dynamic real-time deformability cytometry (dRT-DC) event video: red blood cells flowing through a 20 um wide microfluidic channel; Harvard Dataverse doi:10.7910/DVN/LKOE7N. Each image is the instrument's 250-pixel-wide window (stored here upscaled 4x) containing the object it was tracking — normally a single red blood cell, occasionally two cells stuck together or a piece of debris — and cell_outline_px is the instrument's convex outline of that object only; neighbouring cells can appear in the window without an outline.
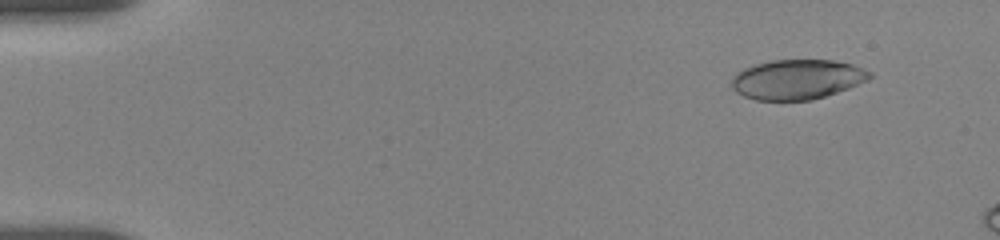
{"species": "human", "species_latin": "Homo sapiens", "temperature_condition": "room temperature", "stored_images_in_passage": 8, "camera_frame_rate_fps": 3000, "um_per_image_px": 0.085, "donor": {"sex": "female"}, "frame": {"image": 1, "passage_image": 3, "time_ms": 1.333, "image_size_px": [1000, 240], "cell_outline_px": [[872, 76], [868, 80], [848, 88], [812, 100], [756, 100], [744, 96], [736, 92], [732, 88], [732, 76], [736, 72], [744, 68], [756, 64], [772, 60], [832, 60], [852, 64], [872, 72]], "centroid_in_image_um": [67.74, 6.74], "position_along_channel_um": 17.3, "area_um2": 31.96}}
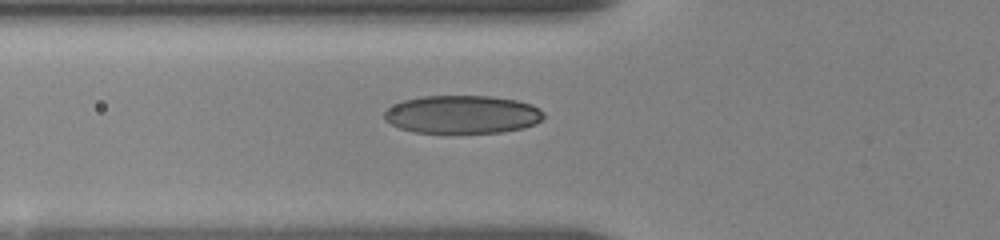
{"frame": {"image": 2, "passage_image": 8, "time_ms": 6.333, "image_size_px": [1000, 240], "cell_outline_px": [[544, 116], [536, 124], [524, 128], [500, 132], [412, 132], [400, 128], [384, 120], [384, 112], [388, 108], [404, 100], [420, 96], [492, 96], [516, 100], [532, 104], [544, 112]], "centroid_in_image_um": [39.31, 9.72], "position_along_channel_um": 86.5, "area_um2": 35.32}}